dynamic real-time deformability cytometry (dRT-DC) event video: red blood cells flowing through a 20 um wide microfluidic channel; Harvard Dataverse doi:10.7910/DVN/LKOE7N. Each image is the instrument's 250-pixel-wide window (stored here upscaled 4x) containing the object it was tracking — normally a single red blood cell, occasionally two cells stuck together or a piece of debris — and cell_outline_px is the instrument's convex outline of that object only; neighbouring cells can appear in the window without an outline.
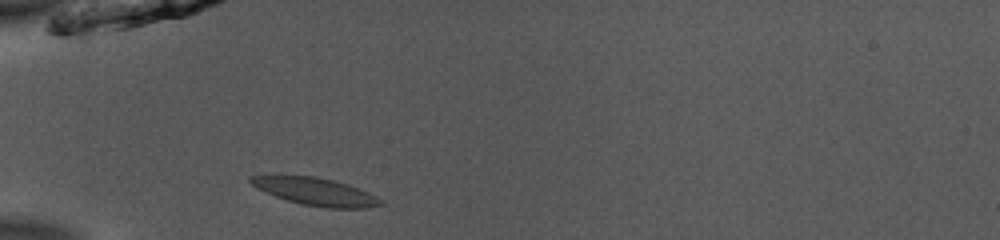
{"species": "common noctule bat (a hibernating species)", "species_latin": "Nyctalus noctula", "temperature_condition": "room temperature", "stored_images_in_passage": 37, "camera_frame_rate_fps": 3000, "um_per_image_px": 0.085, "animal": {"sex": "male", "body_mass_g": 13.0, "forearm_length_mm": 53.1}, "frame": {"image": 1, "passage_image": 2, "time_ms": 0.333, "image_size_px": [1000, 240], "cell_outline_px": [[384, 204], [368, 208], [324, 208], [304, 204], [288, 200], [276, 196], [256, 188], [248, 180], [248, 176], [316, 176], [348, 184], [368, 192], [384, 200]], "centroid_in_image_um": [26.87, 16.29], "position_along_channel_um": 58.1, "area_um2": 20.69}}
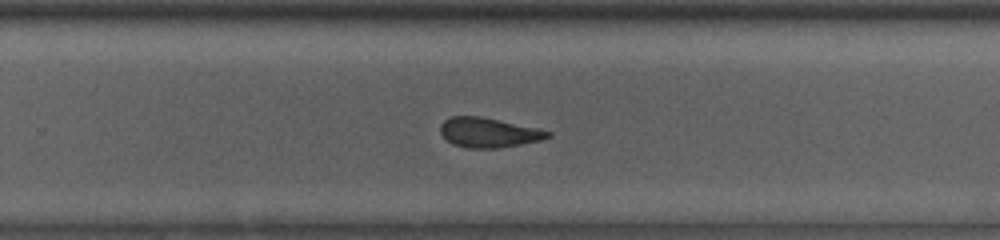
{"frame": {"image": 2, "passage_image": 20, "time_ms": 6.333, "image_size_px": [1000, 240], "cell_outline_px": [[552, 136], [540, 140], [500, 148], [468, 148], [452, 144], [440, 132], [440, 124], [444, 120], [452, 116], [480, 116], [536, 128], [552, 132]], "centroid_in_image_um": [41.51, 11.27], "position_along_channel_um": 288.3, "area_um2": 18.44}}
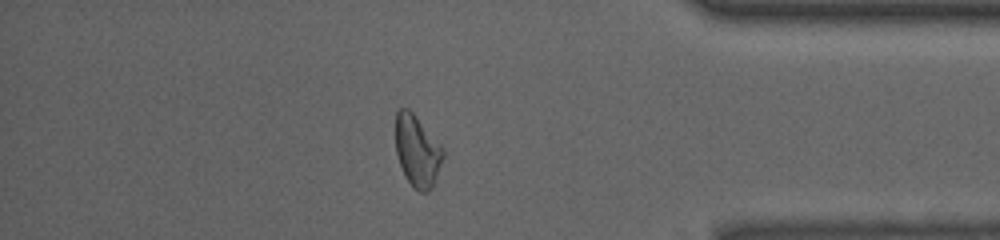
{"frame": {"image": 3, "passage_image": 30, "time_ms": 9.667, "image_size_px": [1000, 240], "cell_outline_px": [[444, 156], [432, 188], [428, 192], [420, 192], [412, 188], [400, 164], [396, 152], [396, 112], [400, 108], [408, 108], [416, 116], [444, 148]], "centroid_in_image_um": [35.48, 12.84], "position_along_channel_um": 399.7, "area_um2": 19.71}, "authors_computed_cell_mechanics": {"area_um2": 19.7098, "velocity_mm_per_s": 3.9531, "shape_relaxation_time_tau1_ms": 4.3512, "shape_relaxation_time_tau2_ms": 1.9028, "deformation_change_tau1": 0.1402, "deformation_change_tau2": 0.0891}}